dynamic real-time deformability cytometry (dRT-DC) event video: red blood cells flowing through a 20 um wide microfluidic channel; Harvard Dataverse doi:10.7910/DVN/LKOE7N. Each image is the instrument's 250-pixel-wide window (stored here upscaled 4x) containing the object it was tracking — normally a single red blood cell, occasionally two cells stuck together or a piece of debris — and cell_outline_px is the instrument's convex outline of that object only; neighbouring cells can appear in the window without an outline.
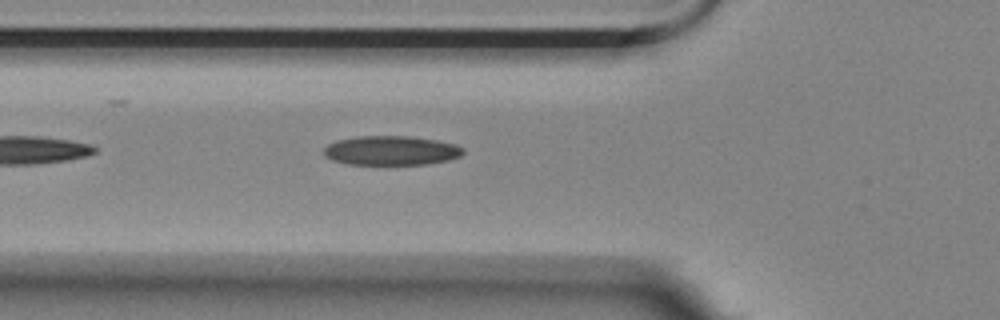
{"species": "Egyptian fruit bat (a non-hibernating species)", "species_latin": "Rousettus aegyptiacus", "temperature_condition": "room temperature", "stored_images_in_passage": 5, "camera_frame_rate_fps": 3000, "um_per_image_px": 0.085, "animal": {"sex": "female"}, "frame": {"image": 1, "passage_image": 5, "time_ms": 1.333, "image_size_px": [1000, 320], "cell_outline_px": [[464, 152], [460, 156], [448, 160], [428, 164], [348, 164], [332, 160], [324, 156], [324, 148], [328, 144], [336, 140], [356, 136], [408, 136], [436, 140], [456, 144], [464, 148]], "centroid_in_image_um": [33.24, 12.79], "position_along_channel_um": 92.6, "area_um2": 23.87}}